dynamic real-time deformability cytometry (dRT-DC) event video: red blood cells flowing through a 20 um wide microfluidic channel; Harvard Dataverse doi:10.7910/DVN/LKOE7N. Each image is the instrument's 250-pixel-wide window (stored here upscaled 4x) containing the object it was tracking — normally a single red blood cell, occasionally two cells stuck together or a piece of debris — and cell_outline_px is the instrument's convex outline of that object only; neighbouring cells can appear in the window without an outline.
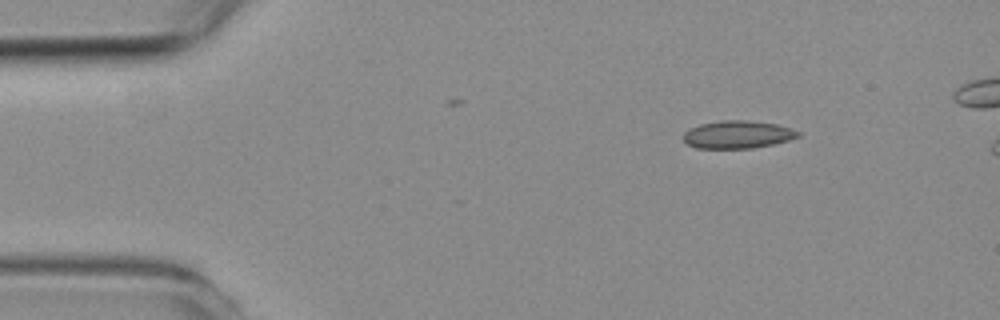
{"species": "common noctule bat (a hibernating species)", "species_latin": "Nyctalus noctula", "temperature_condition": "room temperature", "stored_images_in_passage": 3, "camera_frame_rate_fps": 3000, "um_per_image_px": 0.085, "animal": {"sex": "female", "body_mass_g": 19.3, "forearm_length_mm": 54.1}, "frame": {"image": 1, "passage_image": 2, "time_ms": 1.667, "image_size_px": [1000, 320], "cell_outline_px": [[800, 136], [788, 140], [772, 144], [752, 148], [696, 148], [688, 144], [684, 140], [684, 132], [700, 124], [720, 120], [748, 120], [776, 124], [792, 128], [800, 132]], "centroid_in_image_um": [62.72, 11.43], "position_along_channel_um": 22.3, "area_um2": 18.44}}